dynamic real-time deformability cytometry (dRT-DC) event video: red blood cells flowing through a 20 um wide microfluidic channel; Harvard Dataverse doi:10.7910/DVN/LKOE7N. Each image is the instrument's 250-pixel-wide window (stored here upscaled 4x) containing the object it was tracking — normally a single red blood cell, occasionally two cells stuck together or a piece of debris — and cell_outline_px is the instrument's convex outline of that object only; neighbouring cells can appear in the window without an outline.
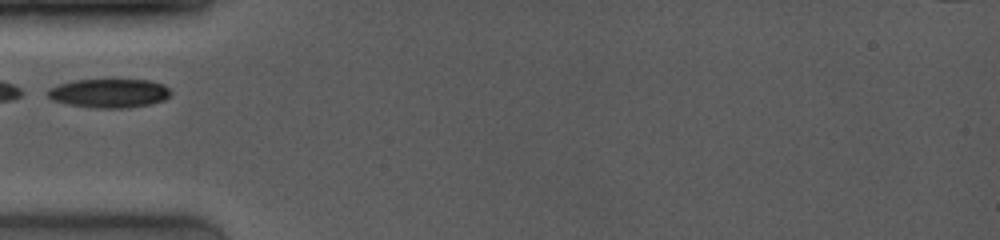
{"species": "common noctule bat (a hibernating species)", "species_latin": "Nyctalus noctula", "temperature_condition": "room temperature", "stored_images_in_passage": 23, "camera_frame_rate_fps": 4000, "um_per_image_px": 0.085, "animal": {"sex": "female", "body_mass_g": 19.0, "forearm_length_mm": 53.3}, "frame": {"image": 1, "passage_image": 1, "time_ms": 0.0, "image_size_px": [1000, 240], "cell_outline_px": [[172, 92], [164, 100], [152, 104], [128, 108], [92, 108], [68, 104], [52, 100], [48, 96], [48, 88], [72, 80], [148, 80], [164, 84]], "centroid_in_image_um": [9.29, 7.93], "position_along_channel_um": 75.7, "area_um2": 20.81}}